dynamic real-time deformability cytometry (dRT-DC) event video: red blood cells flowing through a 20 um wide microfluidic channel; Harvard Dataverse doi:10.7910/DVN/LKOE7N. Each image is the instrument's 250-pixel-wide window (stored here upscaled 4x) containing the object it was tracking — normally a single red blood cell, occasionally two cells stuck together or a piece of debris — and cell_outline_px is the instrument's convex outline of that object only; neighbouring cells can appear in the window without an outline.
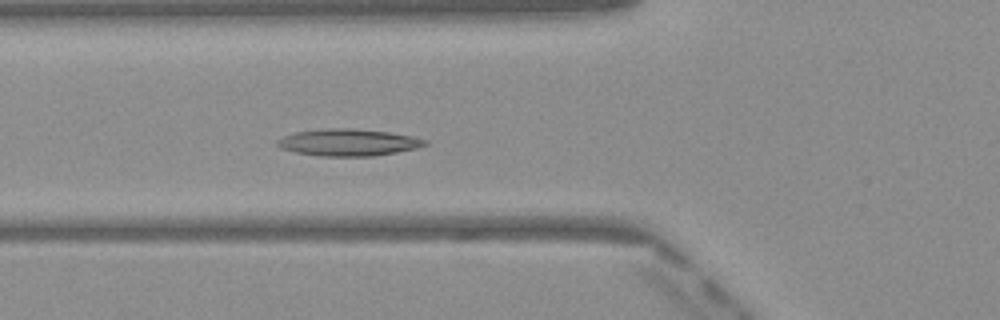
{"species": "Egyptian fruit bat (a non-hibernating species)", "species_latin": "Rousettus aegyptiacus", "temperature_condition": "warm", "stored_images_in_passage": 51, "segment_of_instrument_passage": [1, 2], "camera_frame_rate_fps": 3000, "um_per_image_px": 0.085, "frame": {"image": 1, "passage_image": 18, "time_ms": 5.667, "image_size_px": [1000, 320], "cell_outline_px": [[428, 144], [416, 148], [396, 152], [372, 156], [320, 156], [296, 152], [280, 148], [276, 144], [276, 140], [292, 132], [328, 128], [352, 128], [388, 132], [412, 136], [428, 140]], "centroid_in_image_um": [29.58, 12.1], "position_along_channel_um": 96.2, "area_um2": 23.18}}
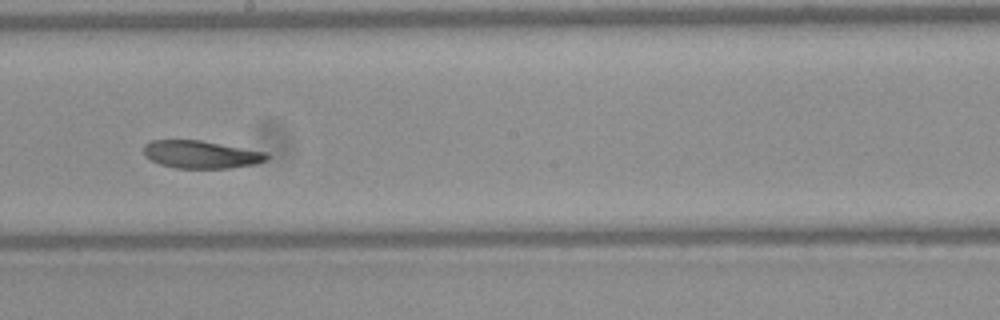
{"frame": {"image": 2, "passage_image": 28, "time_ms": 9.0, "image_size_px": [1000, 320], "cell_outline_px": [[268, 160], [256, 164], [232, 168], [176, 168], [160, 164], [144, 156], [144, 144], [152, 140], [200, 140], [268, 152]], "centroid_in_image_um": [17.12, 13.13], "position_along_channel_um": 231.1, "area_um2": 20.0}}
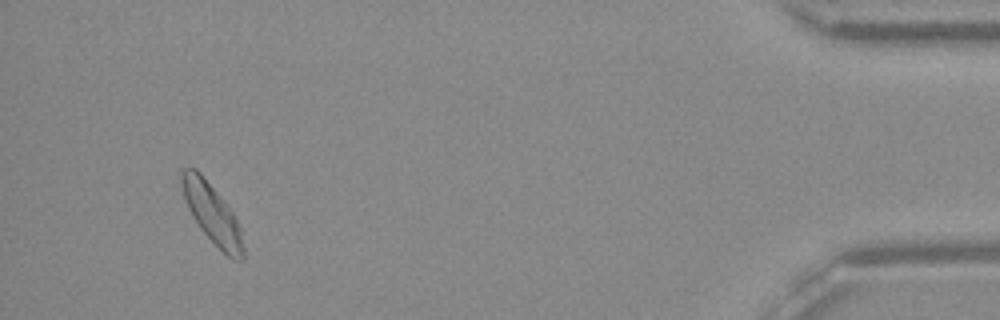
{"frame": {"image": 3, "passage_image": 47, "time_ms": 15.333, "image_size_px": [1000, 320], "cell_outline_px": [[244, 260], [232, 260], [200, 228], [192, 216], [184, 200], [180, 184], [180, 168], [196, 168], [200, 172], [232, 212], [240, 228], [244, 248]], "centroid_in_image_um": [17.99, 18.13], "position_along_channel_um": 417.2, "area_um2": 21.04}}